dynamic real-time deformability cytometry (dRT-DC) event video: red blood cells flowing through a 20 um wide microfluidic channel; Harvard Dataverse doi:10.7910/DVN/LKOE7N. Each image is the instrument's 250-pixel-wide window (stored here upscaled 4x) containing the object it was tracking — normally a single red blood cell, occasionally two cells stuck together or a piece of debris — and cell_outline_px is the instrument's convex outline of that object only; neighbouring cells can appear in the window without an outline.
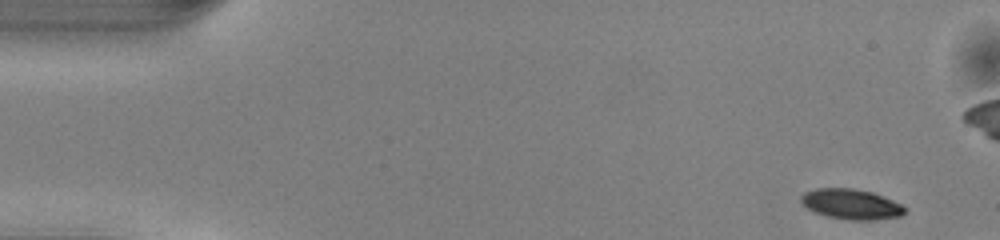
{"species": "common noctule bat (a hibernating species)", "species_latin": "Nyctalus noctula", "temperature_condition": "warm", "stored_images_in_passage": 17, "camera_frame_rate_fps": 3000, "um_per_image_px": 0.085, "animal": {"sex": "male", "body_mass_g": 13.0, "forearm_length_mm": 53.1}, "frame": {"image": 1, "passage_image": 1, "time_ms": 0.0, "image_size_px": [1000, 240], "cell_outline_px": [[908, 212], [900, 216], [872, 220], [848, 220], [828, 216], [816, 212], [808, 208], [800, 200], [800, 196], [804, 192], [816, 188], [852, 188], [872, 192], [892, 200], [908, 208]], "centroid_in_image_um": [72.38, 17.35], "position_along_channel_um": 12.6, "area_um2": 18.26}}
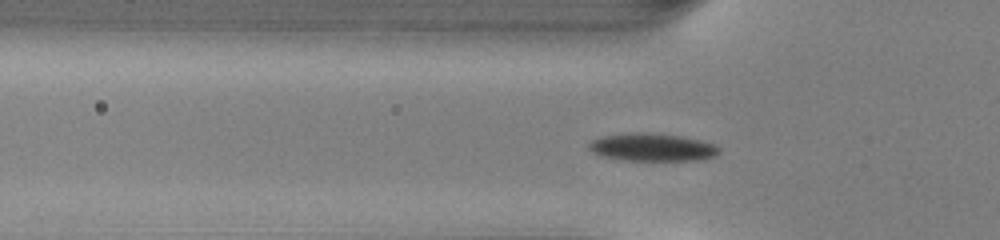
{"frame": {"image": 2, "passage_image": 14, "time_ms": 4.333, "image_size_px": [1000, 240], "cell_outline_px": [[720, 152], [704, 160], [624, 160], [600, 156], [592, 152], [588, 148], [588, 144], [592, 140], [604, 136], [636, 132], [648, 132], [680, 136], [700, 140], [716, 144], [720, 148]], "centroid_in_image_um": [55.45, 12.52], "position_along_channel_um": 70.4, "area_um2": 21.1}}